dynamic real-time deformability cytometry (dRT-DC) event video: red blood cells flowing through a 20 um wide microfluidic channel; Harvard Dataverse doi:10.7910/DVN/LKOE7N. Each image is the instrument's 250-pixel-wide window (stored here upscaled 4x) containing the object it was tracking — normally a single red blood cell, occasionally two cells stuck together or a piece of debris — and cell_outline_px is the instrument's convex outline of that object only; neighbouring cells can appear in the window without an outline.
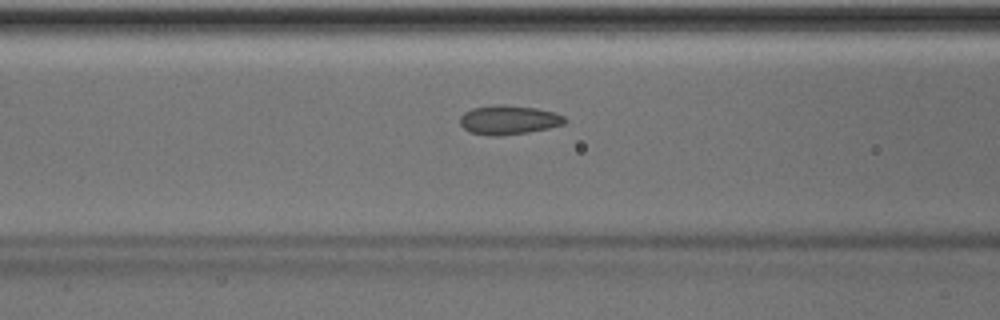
{"species": "Egyptian fruit bat (a non-hibernating species)", "species_latin": "Rousettus aegyptiacus", "temperature_condition": "room temperature", "stored_images_in_passage": 48, "camera_frame_rate_fps": 3000, "um_per_image_px": 0.085, "animal": {"sex": "male"}, "frame": {"image": 1, "passage_image": 21, "time_ms": 6.667, "image_size_px": [1000, 320], "cell_outline_px": [[568, 120], [564, 124], [548, 128], [528, 132], [492, 136], [468, 132], [460, 124], [460, 116], [464, 112], [472, 108], [492, 104], [504, 104], [536, 108], [556, 112], [564, 116]], "centroid_in_image_um": [43.23, 10.17], "position_along_channel_um": 123.4, "area_um2": 17.98}}